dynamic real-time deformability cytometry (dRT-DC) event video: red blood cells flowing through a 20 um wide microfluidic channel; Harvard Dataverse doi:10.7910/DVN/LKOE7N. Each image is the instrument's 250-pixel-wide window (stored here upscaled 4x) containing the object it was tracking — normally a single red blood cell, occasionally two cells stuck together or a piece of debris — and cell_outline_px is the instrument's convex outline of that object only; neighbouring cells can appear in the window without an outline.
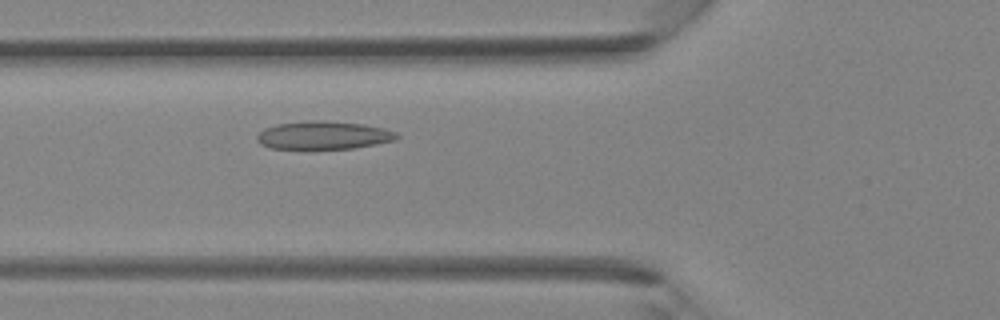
{"species": "Egyptian fruit bat (a non-hibernating species)", "species_latin": "Rousettus aegyptiacus", "temperature_condition": "room temperature", "stored_images_in_passage": 38, "camera_frame_rate_fps": 3000, "um_per_image_px": 0.085, "animal": {"sex": "female"}, "frame": {"image": 1, "passage_image": 12, "time_ms": 3.667, "image_size_px": [1000, 320], "cell_outline_px": [[400, 136], [396, 140], [376, 144], [352, 148], [268, 148], [260, 144], [256, 140], [256, 136], [264, 128], [276, 124], [308, 120], [324, 120], [364, 124], [384, 128], [396, 132]], "centroid_in_image_um": [27.49, 11.48], "position_along_channel_um": 98.3, "area_um2": 22.95}}
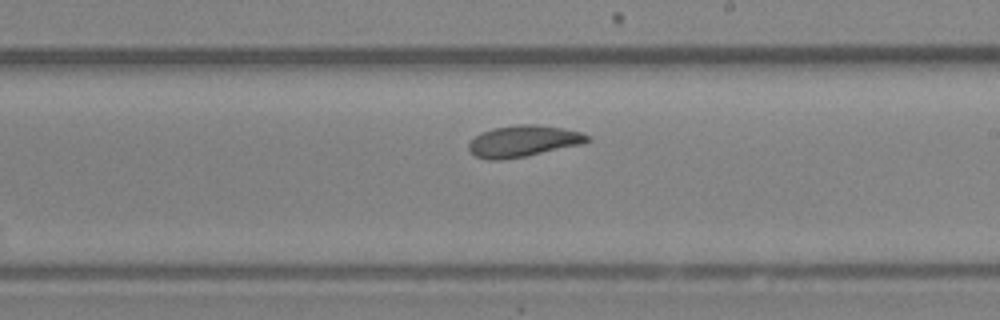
{"frame": {"image": 2, "passage_image": 21, "time_ms": 6.667, "image_size_px": [1000, 320], "cell_outline_px": [[592, 140], [584, 144], [504, 160], [488, 160], [476, 156], [468, 152], [468, 144], [480, 132], [492, 128], [516, 124], [536, 124], [560, 128], [580, 132], [592, 136]], "centroid_in_image_um": [44.48, 11.99], "position_along_channel_um": 244.5, "area_um2": 21.91}}
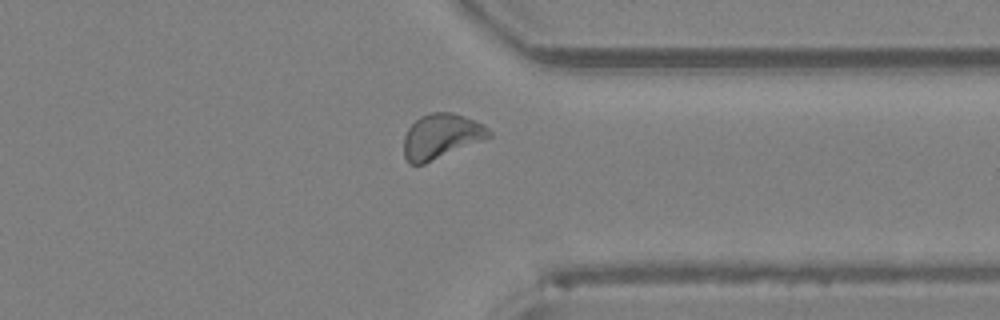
{"frame": {"image": 3, "passage_image": 29, "time_ms": 9.333, "image_size_px": [1000, 320], "cell_outline_px": [[492, 136], [484, 140], [424, 164], [408, 164], [404, 156], [404, 136], [408, 128], [420, 116], [432, 112], [452, 112], [464, 116], [484, 124], [492, 132]], "centroid_in_image_um": [37.51, 11.58], "position_along_channel_um": 373.9, "area_um2": 22.37}}